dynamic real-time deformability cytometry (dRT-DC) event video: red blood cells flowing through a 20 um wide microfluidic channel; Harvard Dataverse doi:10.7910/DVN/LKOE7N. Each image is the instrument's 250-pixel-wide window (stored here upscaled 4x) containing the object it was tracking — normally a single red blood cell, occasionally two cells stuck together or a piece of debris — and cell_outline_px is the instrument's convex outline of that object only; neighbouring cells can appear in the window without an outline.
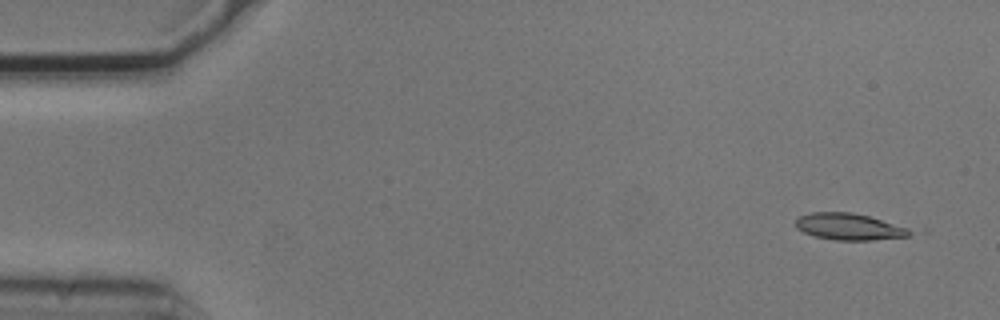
{"species": "common noctule bat (a hibernating species)", "species_latin": "Nyctalus noctula", "temperature_condition": "cold", "stored_images_in_passage": 4, "camera_frame_rate_fps": 3000, "um_per_image_px": 0.085, "animal": {"sex": "male", "body_mass_g": 20.5, "forearm_length_mm": 52.5}, "frame": {"image": 1, "passage_image": 1, "time_ms": 0.0, "image_size_px": [1000, 320], "cell_outline_px": [[916, 232], [908, 236], [872, 240], [832, 240], [816, 236], [804, 232], [796, 228], [796, 220], [800, 216], [812, 212], [852, 212], [868, 216], [908, 228]], "centroid_in_image_um": [72.18, 19.27], "position_along_channel_um": 12.8, "area_um2": 17.57}}